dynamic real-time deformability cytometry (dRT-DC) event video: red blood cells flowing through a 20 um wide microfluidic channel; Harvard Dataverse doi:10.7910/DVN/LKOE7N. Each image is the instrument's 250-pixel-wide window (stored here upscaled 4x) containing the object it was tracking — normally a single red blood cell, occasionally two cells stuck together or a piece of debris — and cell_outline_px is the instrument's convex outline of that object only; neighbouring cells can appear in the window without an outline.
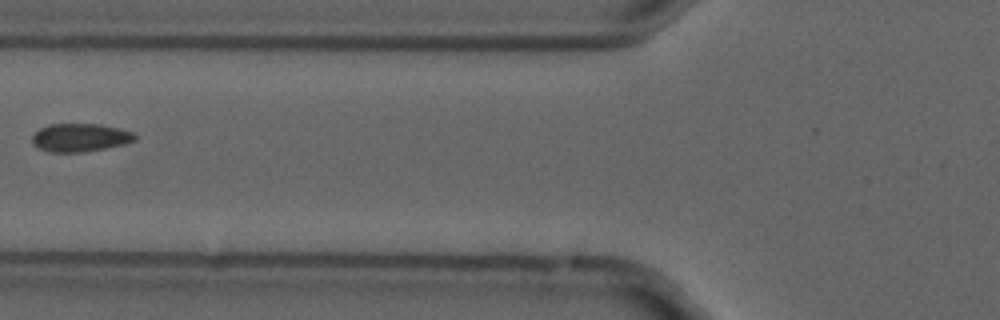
{"species": "common noctule bat (a hibernating species)", "species_latin": "Nyctalus noctula", "temperature_condition": "cold", "stored_images_in_passage": 4, "camera_frame_rate_fps": 3000, "um_per_image_px": 0.085, "animal": {"sex": "male", "forearm_length_mm": 52.5}, "frame": {"image": 1, "passage_image": 4, "time_ms": 1.0, "image_size_px": [1000, 320], "cell_outline_px": [[136, 140], [124, 144], [104, 148], [80, 152], [48, 152], [32, 144], [32, 136], [40, 128], [48, 124], [100, 124], [120, 128], [132, 132], [136, 136]], "centroid_in_image_um": [6.8, 11.68], "position_along_channel_um": 119.0, "area_um2": 16.82}}